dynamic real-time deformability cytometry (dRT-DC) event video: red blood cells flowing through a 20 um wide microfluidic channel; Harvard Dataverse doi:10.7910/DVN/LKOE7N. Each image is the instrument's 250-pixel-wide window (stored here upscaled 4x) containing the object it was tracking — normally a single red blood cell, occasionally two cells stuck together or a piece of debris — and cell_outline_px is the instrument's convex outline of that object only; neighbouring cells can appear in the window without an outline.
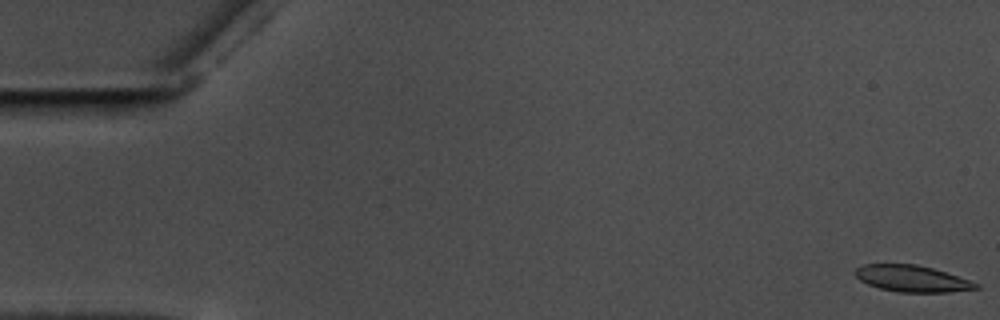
{"species": "common noctule bat (a hibernating species)", "species_latin": "Nyctalus noctula", "temperature_condition": "warm", "stored_images_in_passage": 18, "camera_frame_rate_fps": 3000, "um_per_image_px": 0.085, "animal": {"sex": "male", "body_mass_g": 17.5, "forearm_length_mm": 52.3}, "frame": {"image": 1, "passage_image": 1, "time_ms": 0.0, "image_size_px": [1000, 320], "cell_outline_px": [[980, 288], [948, 292], [900, 292], [880, 288], [868, 284], [860, 280], [852, 272], [856, 268], [864, 264], [916, 264], [932, 268], [980, 284]], "centroid_in_image_um": [77.48, 23.68], "position_along_channel_um": 7.5, "area_um2": 18.44}}